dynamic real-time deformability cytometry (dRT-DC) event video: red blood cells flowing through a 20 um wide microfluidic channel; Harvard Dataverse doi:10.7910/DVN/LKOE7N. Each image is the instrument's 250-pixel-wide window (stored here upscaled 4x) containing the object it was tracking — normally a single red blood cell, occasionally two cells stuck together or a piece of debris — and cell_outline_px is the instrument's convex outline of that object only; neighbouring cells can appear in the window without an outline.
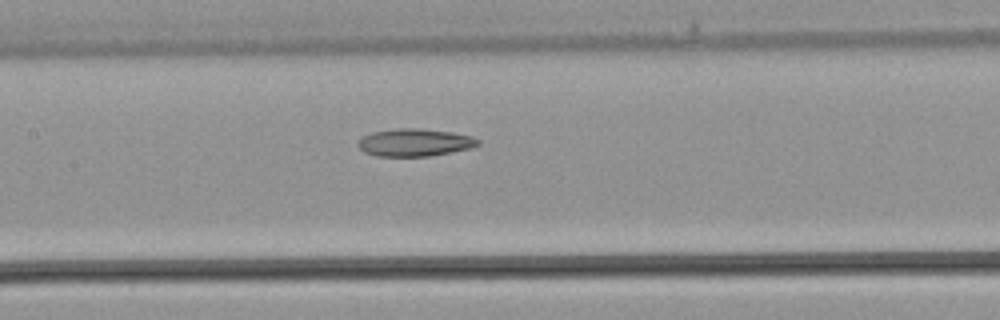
{"species": "common noctule bat (a hibernating species)", "species_latin": "Nyctalus noctula", "temperature_condition": "warm", "stored_images_in_passage": 22, "camera_frame_rate_fps": 3000, "um_per_image_px": 0.085, "animal": {"sex": "male", "body_mass_g": 21.5, "forearm_length_mm": 52.0}, "frame": {"image": 1, "passage_image": 10, "time_ms": 3.0, "image_size_px": [1000, 320], "cell_outline_px": [[480, 144], [472, 148], [428, 156], [376, 156], [364, 152], [356, 144], [364, 136], [372, 132], [396, 128], [420, 128], [452, 132], [472, 136], [480, 140]], "centroid_in_image_um": [35.26, 12.1], "position_along_channel_um": 172.1, "area_um2": 19.31}}
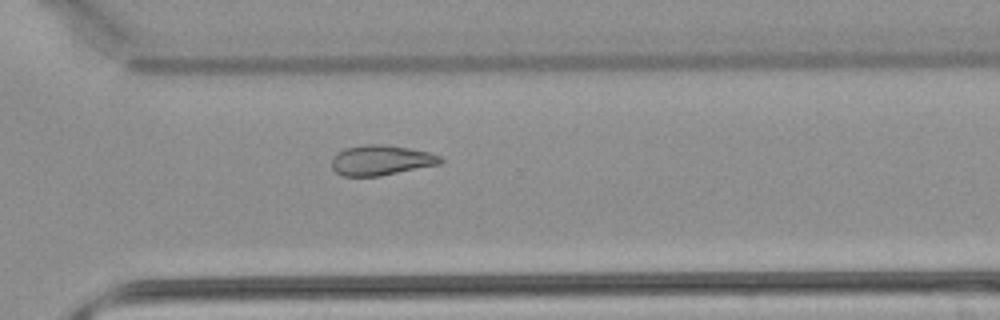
{"frame": {"image": 2, "passage_image": 19, "time_ms": 6.0, "image_size_px": [1000, 320], "cell_outline_px": [[444, 160], [440, 164], [380, 176], [344, 176], [336, 172], [332, 168], [332, 156], [336, 152], [344, 148], [368, 144], [380, 144], [408, 148], [428, 152], [440, 156]], "centroid_in_image_um": [32.36, 13.62], "position_along_channel_um": 338.2, "area_um2": 19.07}}